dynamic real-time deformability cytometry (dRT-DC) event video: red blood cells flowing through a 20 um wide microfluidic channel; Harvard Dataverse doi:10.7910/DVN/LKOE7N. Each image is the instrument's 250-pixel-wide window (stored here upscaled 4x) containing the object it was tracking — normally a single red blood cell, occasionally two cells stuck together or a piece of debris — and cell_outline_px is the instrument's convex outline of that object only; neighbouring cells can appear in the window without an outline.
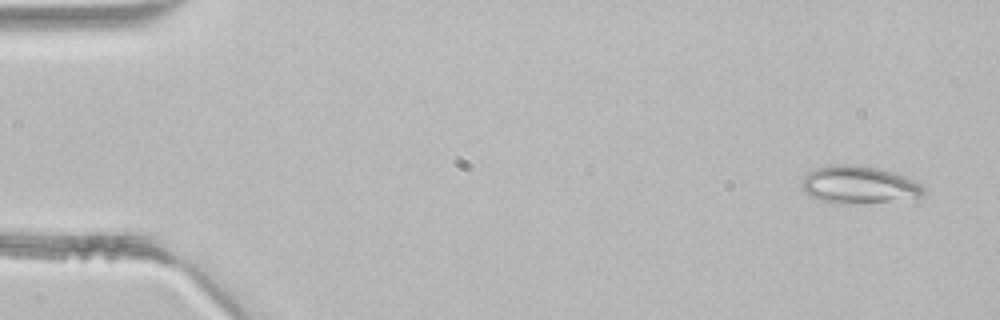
{"species": "common noctule bat (a hibernating species)", "species_latin": "Nyctalus noctula", "temperature_condition": "room temperature", "stored_images_in_passage": 3, "camera_frame_rate_fps": 3000, "um_per_image_px": 0.085, "animal": {"sex": "male", "body_mass_g": 21.5, "forearm_length_mm": 52.0}, "frame": {"image": 1, "passage_image": 3, "time_ms": 0.667, "image_size_px": [1000, 320], "cell_outline_px": [[924, 196], [920, 204], [916, 204], [820, 200], [804, 192], [800, 184], [804, 176], [808, 172], [816, 168], [836, 164], [852, 164], [876, 168], [908, 176], [916, 180], [924, 188]], "centroid_in_image_um": [73.22, 15.73], "position_along_channel_um": 11.8, "area_um2": 27.4}}